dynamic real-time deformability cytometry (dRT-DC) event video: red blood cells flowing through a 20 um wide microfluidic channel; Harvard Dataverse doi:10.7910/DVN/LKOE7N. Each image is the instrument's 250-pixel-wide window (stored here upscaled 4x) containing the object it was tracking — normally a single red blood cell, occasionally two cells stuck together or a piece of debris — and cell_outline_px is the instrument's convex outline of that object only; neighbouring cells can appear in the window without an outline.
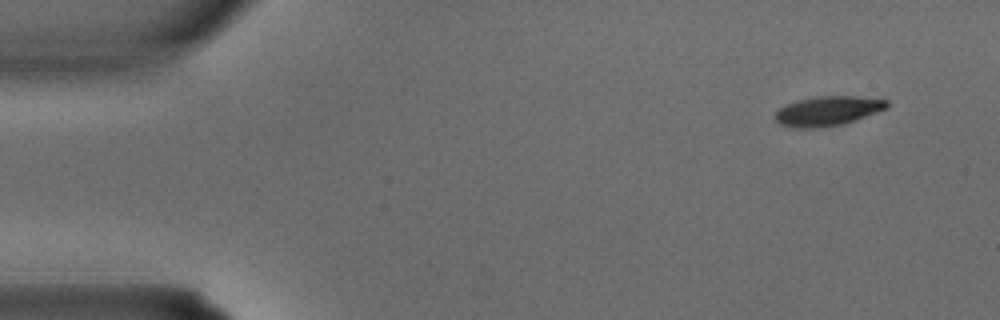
{"species": "common noctule bat (a hibernating species)", "species_latin": "Nyctalus noctula", "temperature_condition": "warm", "stored_images_in_passage": 4, "camera_frame_rate_fps": 3000, "um_per_image_px": 0.085, "animal": {"sex": "male", "body_mass_g": 15.6}, "frame": {"image": 1, "passage_image": 1, "time_ms": 0.0, "image_size_px": [1000, 320], "cell_outline_px": [[888, 108], [844, 124], [816, 128], [796, 128], [780, 124], [776, 120], [776, 112], [780, 108], [796, 100], [816, 96], [856, 96], [888, 100]], "centroid_in_image_um": [70.37, 9.43], "position_along_channel_um": 14.6, "area_um2": 19.19}}